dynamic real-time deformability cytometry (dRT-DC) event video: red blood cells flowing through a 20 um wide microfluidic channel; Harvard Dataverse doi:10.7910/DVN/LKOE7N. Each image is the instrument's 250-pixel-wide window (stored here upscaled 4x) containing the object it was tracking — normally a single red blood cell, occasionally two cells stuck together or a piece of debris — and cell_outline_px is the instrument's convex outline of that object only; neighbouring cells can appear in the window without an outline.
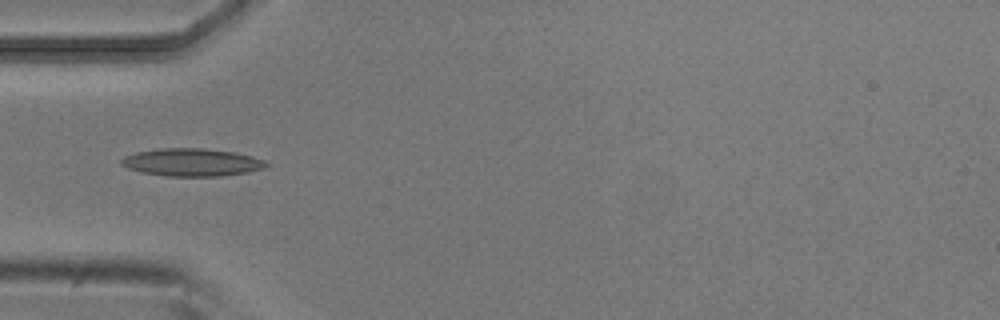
{"species": "common noctule bat (a hibernating species)", "species_latin": "Nyctalus noctula", "temperature_condition": "room temperature", "stored_images_in_passage": 23, "camera_frame_rate_fps": 3000, "um_per_image_px": 0.085, "animal": {"sex": "male", "body_mass_g": 20.5, "forearm_length_mm": 52.5}, "frame": {"image": 1, "passage_image": 10, "time_ms": 3.0, "image_size_px": [1000, 320], "cell_outline_px": [[268, 164], [264, 168], [244, 172], [220, 176], [168, 176], [140, 172], [128, 168], [120, 164], [120, 160], [124, 156], [136, 152], [160, 148], [204, 148], [232, 152], [252, 156], [264, 160]], "centroid_in_image_um": [16.25, 13.79], "position_along_channel_um": 68.7, "area_um2": 23.24}}